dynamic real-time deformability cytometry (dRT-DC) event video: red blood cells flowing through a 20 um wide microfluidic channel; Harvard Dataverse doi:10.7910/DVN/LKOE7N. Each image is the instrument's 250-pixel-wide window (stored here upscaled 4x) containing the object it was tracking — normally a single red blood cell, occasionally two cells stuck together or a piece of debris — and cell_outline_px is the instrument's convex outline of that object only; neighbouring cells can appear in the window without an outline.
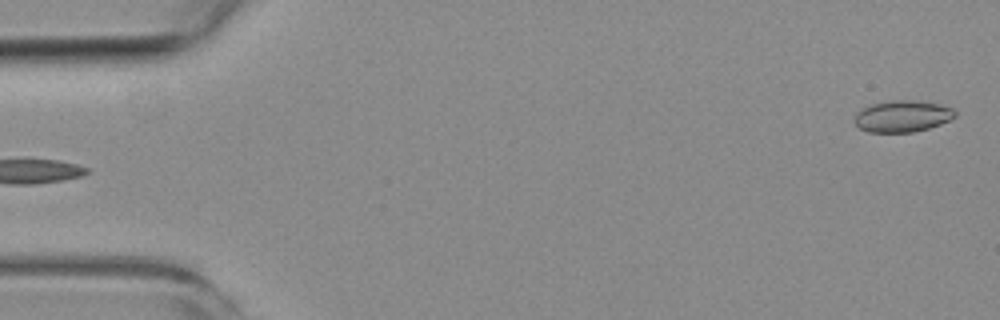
{"species": "common noctule bat (a hibernating species)", "species_latin": "Nyctalus noctula", "temperature_condition": "room temperature", "stored_images_in_passage": 4, "segment_of_instrument_passage": [2, 2], "camera_frame_rate_fps": 3000, "um_per_image_px": 0.085, "animal": {"sex": "female", "body_mass_g": 19.3, "forearm_length_mm": 54.1}, "frame": {"image": 1, "passage_image": 4, "time_ms": 5.0, "image_size_px": [1000, 320], "cell_outline_px": [[956, 116], [940, 124], [928, 128], [912, 132], [868, 132], [860, 128], [856, 124], [856, 112], [860, 108], [872, 104], [888, 100], [916, 100], [940, 104], [952, 108], [956, 112]], "centroid_in_image_um": [76.7, 9.86], "position_along_channel_um": 8.3, "area_um2": 18.5}}